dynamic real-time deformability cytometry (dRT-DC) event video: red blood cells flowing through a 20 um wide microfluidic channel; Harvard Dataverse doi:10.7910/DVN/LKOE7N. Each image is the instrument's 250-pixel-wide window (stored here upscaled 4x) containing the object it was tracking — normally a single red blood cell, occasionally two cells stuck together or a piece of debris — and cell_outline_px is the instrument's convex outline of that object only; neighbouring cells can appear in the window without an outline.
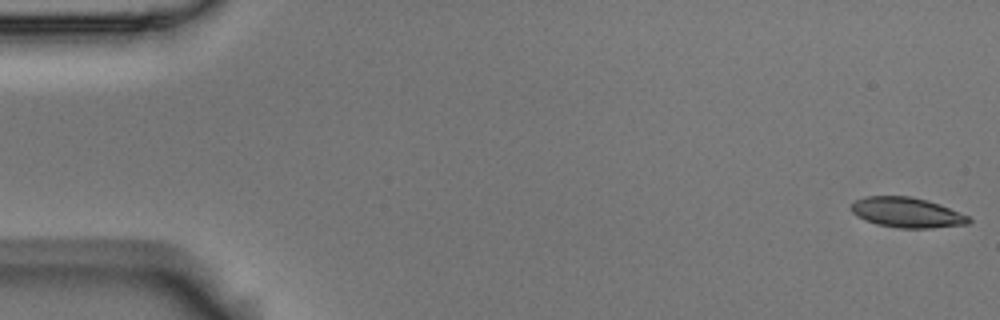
{"species": "Egyptian fruit bat (a non-hibernating species)", "species_latin": "Rousettus aegyptiacus", "temperature_condition": "room temperature", "stored_images_in_passage": 6, "camera_frame_rate_fps": 3000, "um_per_image_px": 0.085, "animal": {"sex": "male"}, "frame": {"image": 1, "passage_image": 1, "time_ms": 0.0, "image_size_px": [1000, 320], "cell_outline_px": [[972, 220], [968, 224], [932, 228], [900, 228], [876, 224], [864, 220], [856, 216], [852, 212], [852, 204], [856, 200], [864, 196], [912, 196], [928, 200], [940, 204], [968, 216]], "centroid_in_image_um": [77.08, 18.06], "position_along_channel_um": 7.9, "area_um2": 20.69}}
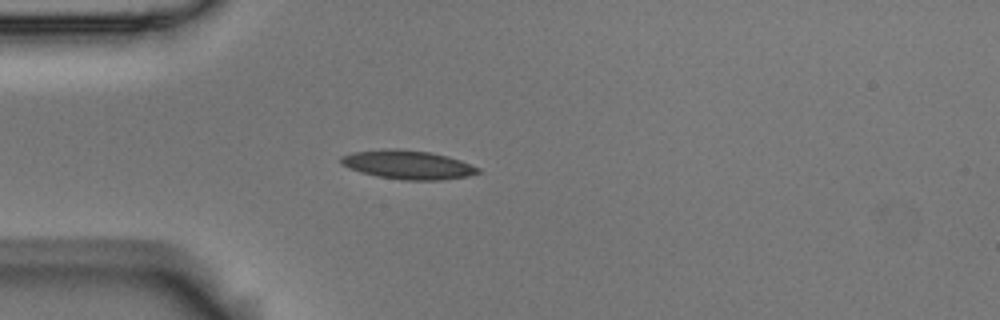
{"frame": {"image": 2, "passage_image": 5, "time_ms": 1.333, "image_size_px": [1000, 320], "cell_outline_px": [[480, 172], [468, 176], [440, 180], [404, 180], [376, 176], [360, 172], [340, 164], [340, 156], [352, 152], [384, 148], [400, 148], [432, 152], [448, 156], [460, 160], [480, 168]], "centroid_in_image_um": [34.64, 13.98], "position_along_channel_um": 50.4, "area_um2": 23.29}}